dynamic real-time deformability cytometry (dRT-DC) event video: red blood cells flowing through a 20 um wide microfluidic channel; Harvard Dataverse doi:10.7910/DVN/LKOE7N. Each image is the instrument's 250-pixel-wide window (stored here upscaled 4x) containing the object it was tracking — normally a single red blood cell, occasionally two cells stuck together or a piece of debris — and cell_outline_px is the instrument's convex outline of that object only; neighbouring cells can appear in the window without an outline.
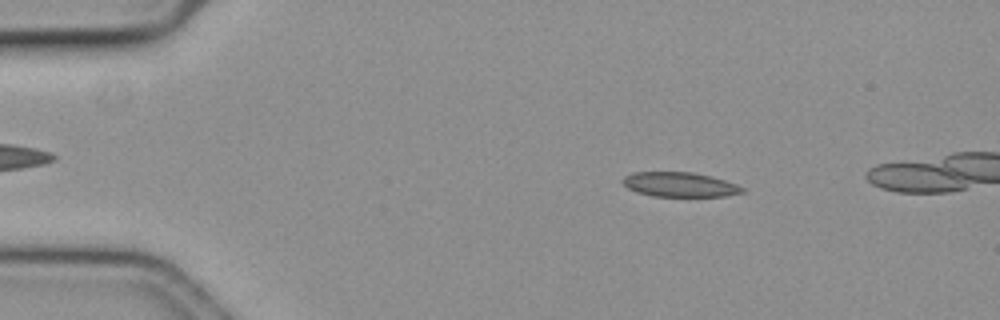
{"species": "common noctule bat (a hibernating species)", "species_latin": "Nyctalus noctula", "temperature_condition": "cold", "stored_images_in_passage": 15, "camera_frame_rate_fps": 3000, "um_per_image_px": 0.085, "animal": {"sex": "female", "body_mass_g": 19.3, "forearm_length_mm": 54.1}, "frame": {"image": 1, "passage_image": 7, "time_ms": 2.0, "image_size_px": [1000, 320], "cell_outline_px": [[744, 192], [724, 196], [652, 196], [636, 192], [628, 188], [620, 180], [624, 176], [632, 172], [692, 172], [724, 180], [736, 184], [744, 188]], "centroid_in_image_um": [57.72, 15.68], "position_along_channel_um": 27.3, "area_um2": 17.05}}